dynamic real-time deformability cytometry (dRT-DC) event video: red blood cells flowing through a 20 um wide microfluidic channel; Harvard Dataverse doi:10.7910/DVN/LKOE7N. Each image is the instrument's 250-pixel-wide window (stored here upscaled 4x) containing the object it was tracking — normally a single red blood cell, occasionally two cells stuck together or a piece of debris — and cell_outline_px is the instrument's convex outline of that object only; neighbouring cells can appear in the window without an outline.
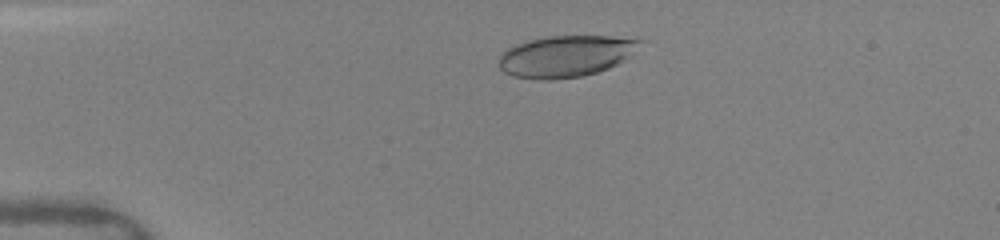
{"species": "human", "species_latin": "Homo sapiens", "temperature_condition": "warm", "stored_images_in_passage": 40, "camera_frame_rate_fps": 3000, "um_per_image_px": 0.085, "donor": {"sex": "female"}, "frame": {"image": 1, "passage_image": 8, "time_ms": 2.333, "image_size_px": [1000, 240], "cell_outline_px": [[644, 40], [624, 60], [608, 68], [584, 76], [552, 80], [536, 80], [512, 76], [504, 72], [496, 64], [500, 52], [516, 44], [528, 40], [548, 36], [608, 36]], "centroid_in_image_um": [47.99, 4.79], "position_along_channel_um": 37.0, "area_um2": 34.28}}
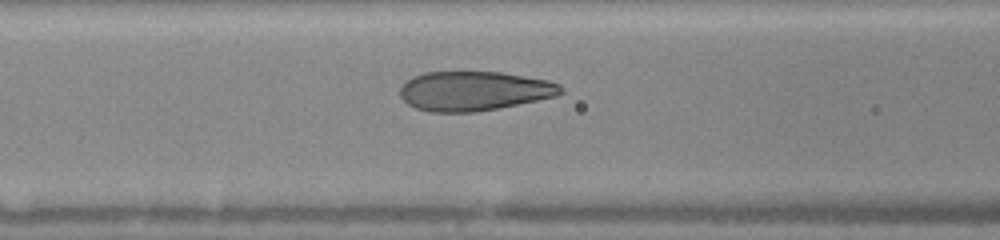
{"frame": {"image": 2, "passage_image": 18, "time_ms": 5.667, "image_size_px": [1000, 240], "cell_outline_px": [[564, 92], [556, 96], [476, 112], [432, 112], [416, 108], [408, 104], [400, 96], [400, 88], [412, 76], [424, 72], [500, 72], [548, 80], [560, 84]], "centroid_in_image_um": [40.28, 7.73], "position_along_channel_um": 126.3, "area_um2": 36.7}}
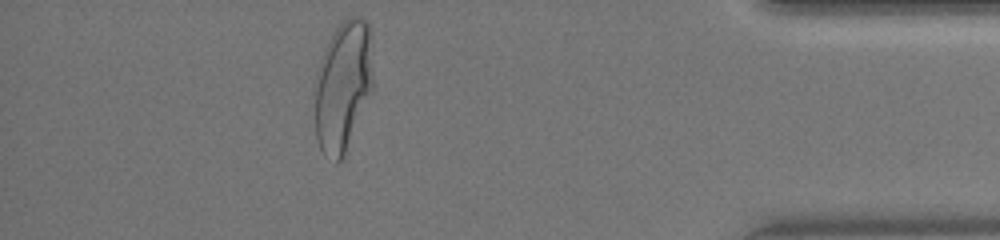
{"frame": {"image": 3, "passage_image": 37, "time_ms": 13.333, "image_size_px": [1000, 240], "cell_outline_px": [[372, 92], [344, 156], [336, 164], [324, 156], [320, 148], [316, 136], [312, 88], [316, 72], [324, 48], [336, 28], [348, 16], [360, 16], [368, 24], [372, 76]], "centroid_in_image_um": [29.09, 7.38], "position_along_channel_um": 406.1, "area_um2": 44.97}, "authors_computed_cell_mechanics": {"area_um2": 37.2521, "velocity_mm_per_s": 4.1282, "shape_relaxation_time_tau1_ms": 5.0644, "shape_relaxation_time_tau2_ms": null, "deformation_change_tau1": 0.2175, "deformation_change_tau2": null}}